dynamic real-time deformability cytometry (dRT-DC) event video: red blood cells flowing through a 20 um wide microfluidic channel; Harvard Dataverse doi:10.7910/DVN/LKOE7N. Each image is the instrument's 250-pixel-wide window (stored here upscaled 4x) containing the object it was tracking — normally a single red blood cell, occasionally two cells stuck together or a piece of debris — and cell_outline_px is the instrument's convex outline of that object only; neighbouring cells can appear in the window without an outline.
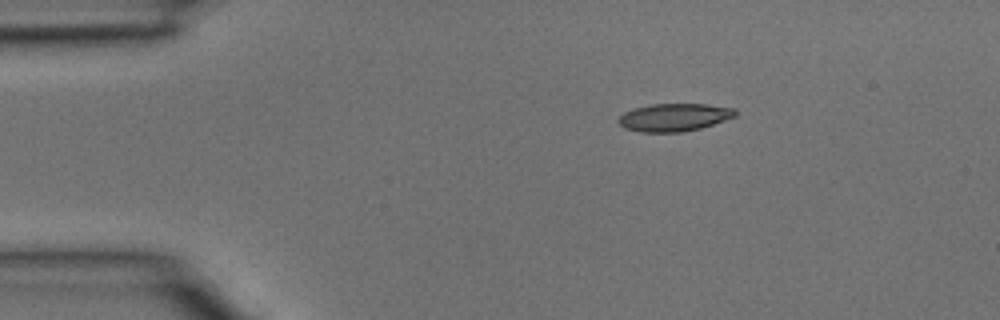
{"species": "common noctule bat (a hibernating species)", "species_latin": "Nyctalus noctula", "temperature_condition": "room temperature", "stored_images_in_passage": 33, "camera_frame_rate_fps": 3000, "um_per_image_px": 0.085, "animal": {"sex": "male", "body_mass_g": 15.6}, "frame": {"image": 1, "passage_image": 1, "time_ms": 0.0, "image_size_px": [1000, 320], "cell_outline_px": [[736, 116], [700, 128], [684, 132], [640, 132], [624, 128], [616, 120], [624, 112], [632, 108], [652, 104], [708, 104], [736, 108]], "centroid_in_image_um": [57.28, 9.97], "position_along_channel_um": 27.7, "area_um2": 19.02}}
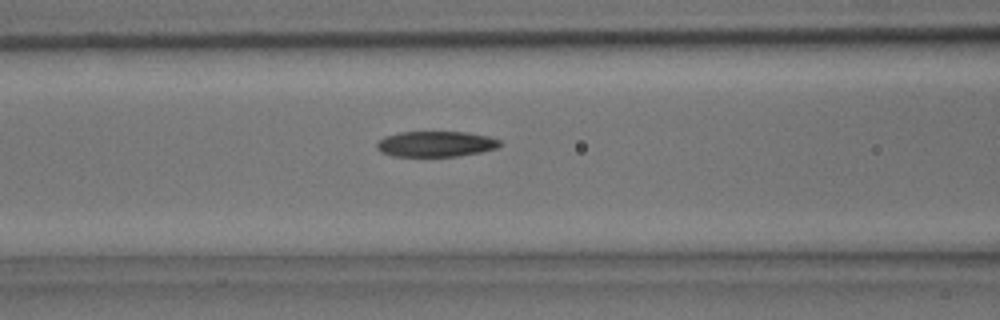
{"frame": {"image": 2, "passage_image": 10, "time_ms": 3.0, "image_size_px": [1000, 320], "cell_outline_px": [[504, 144], [496, 148], [480, 152], [460, 156], [392, 156], [380, 152], [376, 148], [376, 144], [384, 136], [400, 132], [468, 132], [488, 136], [500, 140]], "centroid_in_image_um": [37.05, 12.24], "position_along_channel_um": 129.6, "area_um2": 18.5}}
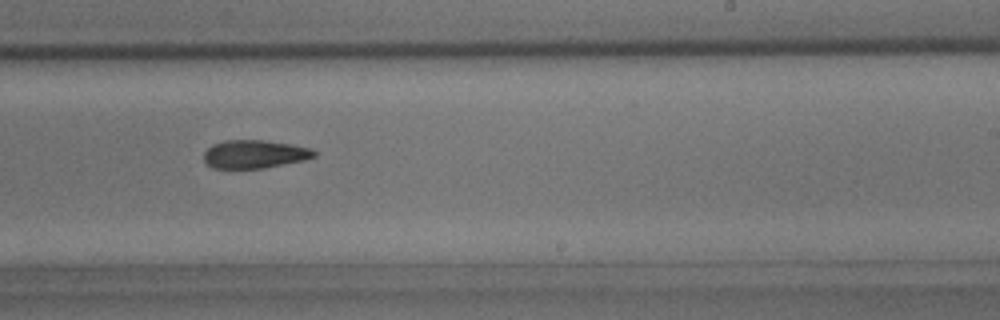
{"frame": {"image": 3, "passage_image": 18, "time_ms": 5.667, "image_size_px": [1000, 320], "cell_outline_px": [[316, 156], [304, 160], [264, 168], [212, 168], [204, 160], [204, 152], [212, 144], [224, 140], [264, 140], [312, 148], [316, 152]], "centroid_in_image_um": [21.63, 13.1], "position_along_channel_um": 267.4, "area_um2": 18.09}}